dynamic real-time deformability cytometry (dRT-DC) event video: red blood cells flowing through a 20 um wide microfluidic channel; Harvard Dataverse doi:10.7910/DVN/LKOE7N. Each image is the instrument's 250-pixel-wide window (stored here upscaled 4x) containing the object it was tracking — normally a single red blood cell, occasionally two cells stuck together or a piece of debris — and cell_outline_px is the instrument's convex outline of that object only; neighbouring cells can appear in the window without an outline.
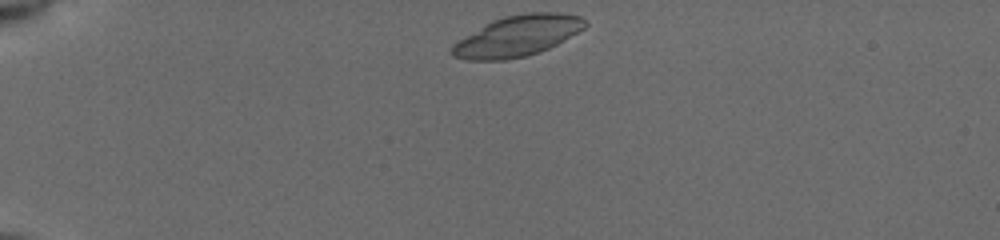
{"species": "common noctule bat (a hibernating species)", "species_latin": "Nyctalus noctula", "temperature_condition": "cold", "stored_images_in_passage": 39, "camera_frame_rate_fps": 3000, "um_per_image_px": 0.085, "animal": {"sex": "female", "body_mass_g": 19.5, "forearm_length_mm": 54.1}, "frame": {"image": 1, "passage_image": 1, "time_ms": 0.0, "image_size_px": [1000, 240], "cell_outline_px": [[588, 24], [584, 28], [556, 44], [540, 52], [528, 56], [504, 60], [468, 60], [452, 56], [448, 52], [452, 44], [492, 20], [504, 16], [524, 12], [556, 12], [580, 16], [588, 20]], "centroid_in_image_um": [43.97, 3.05], "position_along_channel_um": 41.0, "area_um2": 31.73}}